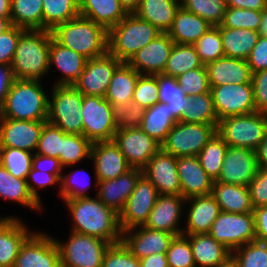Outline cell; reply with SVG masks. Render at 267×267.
Listing matches in <instances>:
<instances>
[{
	"instance_id": "1",
	"label": "cell",
	"mask_w": 267,
	"mask_h": 267,
	"mask_svg": "<svg viewBox=\"0 0 267 267\" xmlns=\"http://www.w3.org/2000/svg\"><path fill=\"white\" fill-rule=\"evenodd\" d=\"M64 203L74 220L71 232L94 236L110 244L121 241L119 214L97 197L67 199Z\"/></svg>"
},
{
	"instance_id": "2",
	"label": "cell",
	"mask_w": 267,
	"mask_h": 267,
	"mask_svg": "<svg viewBox=\"0 0 267 267\" xmlns=\"http://www.w3.org/2000/svg\"><path fill=\"white\" fill-rule=\"evenodd\" d=\"M51 32L59 44L87 59L108 53V30L81 15L58 24Z\"/></svg>"
},
{
	"instance_id": "3",
	"label": "cell",
	"mask_w": 267,
	"mask_h": 267,
	"mask_svg": "<svg viewBox=\"0 0 267 267\" xmlns=\"http://www.w3.org/2000/svg\"><path fill=\"white\" fill-rule=\"evenodd\" d=\"M52 36L50 30H25L20 35L11 64L15 79L41 80L51 69Z\"/></svg>"
},
{
	"instance_id": "4",
	"label": "cell",
	"mask_w": 267,
	"mask_h": 267,
	"mask_svg": "<svg viewBox=\"0 0 267 267\" xmlns=\"http://www.w3.org/2000/svg\"><path fill=\"white\" fill-rule=\"evenodd\" d=\"M39 82L40 80L15 79L0 109V117L47 121L49 98Z\"/></svg>"
},
{
	"instance_id": "5",
	"label": "cell",
	"mask_w": 267,
	"mask_h": 267,
	"mask_svg": "<svg viewBox=\"0 0 267 267\" xmlns=\"http://www.w3.org/2000/svg\"><path fill=\"white\" fill-rule=\"evenodd\" d=\"M161 32L151 23L128 13L108 31V52L121 62H128L141 48Z\"/></svg>"
},
{
	"instance_id": "6",
	"label": "cell",
	"mask_w": 267,
	"mask_h": 267,
	"mask_svg": "<svg viewBox=\"0 0 267 267\" xmlns=\"http://www.w3.org/2000/svg\"><path fill=\"white\" fill-rule=\"evenodd\" d=\"M51 91L47 121L66 134L83 135V94L74 85H55Z\"/></svg>"
},
{
	"instance_id": "7",
	"label": "cell",
	"mask_w": 267,
	"mask_h": 267,
	"mask_svg": "<svg viewBox=\"0 0 267 267\" xmlns=\"http://www.w3.org/2000/svg\"><path fill=\"white\" fill-rule=\"evenodd\" d=\"M267 133V114L258 111L223 118L217 134L231 147L256 150Z\"/></svg>"
},
{
	"instance_id": "8",
	"label": "cell",
	"mask_w": 267,
	"mask_h": 267,
	"mask_svg": "<svg viewBox=\"0 0 267 267\" xmlns=\"http://www.w3.org/2000/svg\"><path fill=\"white\" fill-rule=\"evenodd\" d=\"M218 124L176 122L161 149L175 157L197 156L217 133Z\"/></svg>"
},
{
	"instance_id": "9",
	"label": "cell",
	"mask_w": 267,
	"mask_h": 267,
	"mask_svg": "<svg viewBox=\"0 0 267 267\" xmlns=\"http://www.w3.org/2000/svg\"><path fill=\"white\" fill-rule=\"evenodd\" d=\"M70 234L66 243L55 240L61 267H101L110 243L94 236L75 232Z\"/></svg>"
},
{
	"instance_id": "10",
	"label": "cell",
	"mask_w": 267,
	"mask_h": 267,
	"mask_svg": "<svg viewBox=\"0 0 267 267\" xmlns=\"http://www.w3.org/2000/svg\"><path fill=\"white\" fill-rule=\"evenodd\" d=\"M209 234L231 252L251 241H256L254 213L221 211L213 222Z\"/></svg>"
},
{
	"instance_id": "11",
	"label": "cell",
	"mask_w": 267,
	"mask_h": 267,
	"mask_svg": "<svg viewBox=\"0 0 267 267\" xmlns=\"http://www.w3.org/2000/svg\"><path fill=\"white\" fill-rule=\"evenodd\" d=\"M81 118L83 135L92 143L113 140L117 128L112 105L104 97L83 95Z\"/></svg>"
},
{
	"instance_id": "12",
	"label": "cell",
	"mask_w": 267,
	"mask_h": 267,
	"mask_svg": "<svg viewBox=\"0 0 267 267\" xmlns=\"http://www.w3.org/2000/svg\"><path fill=\"white\" fill-rule=\"evenodd\" d=\"M218 121L237 115L256 112L252 83H227L210 87Z\"/></svg>"
},
{
	"instance_id": "13",
	"label": "cell",
	"mask_w": 267,
	"mask_h": 267,
	"mask_svg": "<svg viewBox=\"0 0 267 267\" xmlns=\"http://www.w3.org/2000/svg\"><path fill=\"white\" fill-rule=\"evenodd\" d=\"M158 195L155 186L142 174L137 180L135 188L127 199L123 210L119 213L121 231L144 226Z\"/></svg>"
},
{
	"instance_id": "14",
	"label": "cell",
	"mask_w": 267,
	"mask_h": 267,
	"mask_svg": "<svg viewBox=\"0 0 267 267\" xmlns=\"http://www.w3.org/2000/svg\"><path fill=\"white\" fill-rule=\"evenodd\" d=\"M113 141L132 168L143 169L161 149V144L139 127L117 129Z\"/></svg>"
},
{
	"instance_id": "15",
	"label": "cell",
	"mask_w": 267,
	"mask_h": 267,
	"mask_svg": "<svg viewBox=\"0 0 267 267\" xmlns=\"http://www.w3.org/2000/svg\"><path fill=\"white\" fill-rule=\"evenodd\" d=\"M122 62L109 52L88 59L79 79L73 84L83 95L104 97L116 68Z\"/></svg>"
},
{
	"instance_id": "16",
	"label": "cell",
	"mask_w": 267,
	"mask_h": 267,
	"mask_svg": "<svg viewBox=\"0 0 267 267\" xmlns=\"http://www.w3.org/2000/svg\"><path fill=\"white\" fill-rule=\"evenodd\" d=\"M13 267H61L55 239L33 232L21 246Z\"/></svg>"
},
{
	"instance_id": "17",
	"label": "cell",
	"mask_w": 267,
	"mask_h": 267,
	"mask_svg": "<svg viewBox=\"0 0 267 267\" xmlns=\"http://www.w3.org/2000/svg\"><path fill=\"white\" fill-rule=\"evenodd\" d=\"M258 170L256 151L228 146L217 182L247 187Z\"/></svg>"
},
{
	"instance_id": "18",
	"label": "cell",
	"mask_w": 267,
	"mask_h": 267,
	"mask_svg": "<svg viewBox=\"0 0 267 267\" xmlns=\"http://www.w3.org/2000/svg\"><path fill=\"white\" fill-rule=\"evenodd\" d=\"M142 170L159 195H181L177 157L160 149Z\"/></svg>"
},
{
	"instance_id": "19",
	"label": "cell",
	"mask_w": 267,
	"mask_h": 267,
	"mask_svg": "<svg viewBox=\"0 0 267 267\" xmlns=\"http://www.w3.org/2000/svg\"><path fill=\"white\" fill-rule=\"evenodd\" d=\"M175 236L166 231L138 226L122 231L121 241L137 259H142L151 254L166 253Z\"/></svg>"
},
{
	"instance_id": "20",
	"label": "cell",
	"mask_w": 267,
	"mask_h": 267,
	"mask_svg": "<svg viewBox=\"0 0 267 267\" xmlns=\"http://www.w3.org/2000/svg\"><path fill=\"white\" fill-rule=\"evenodd\" d=\"M173 45L169 34L161 33L136 52L127 63L141 75L162 74Z\"/></svg>"
},
{
	"instance_id": "21",
	"label": "cell",
	"mask_w": 267,
	"mask_h": 267,
	"mask_svg": "<svg viewBox=\"0 0 267 267\" xmlns=\"http://www.w3.org/2000/svg\"><path fill=\"white\" fill-rule=\"evenodd\" d=\"M45 122L0 117V147L34 151Z\"/></svg>"
},
{
	"instance_id": "22",
	"label": "cell",
	"mask_w": 267,
	"mask_h": 267,
	"mask_svg": "<svg viewBox=\"0 0 267 267\" xmlns=\"http://www.w3.org/2000/svg\"><path fill=\"white\" fill-rule=\"evenodd\" d=\"M89 159L95 165L96 185L98 181L117 178L132 169L113 140L92 143Z\"/></svg>"
},
{
	"instance_id": "23",
	"label": "cell",
	"mask_w": 267,
	"mask_h": 267,
	"mask_svg": "<svg viewBox=\"0 0 267 267\" xmlns=\"http://www.w3.org/2000/svg\"><path fill=\"white\" fill-rule=\"evenodd\" d=\"M177 172L185 199L212 194L214 180L202 168L197 156L177 157Z\"/></svg>"
},
{
	"instance_id": "24",
	"label": "cell",
	"mask_w": 267,
	"mask_h": 267,
	"mask_svg": "<svg viewBox=\"0 0 267 267\" xmlns=\"http://www.w3.org/2000/svg\"><path fill=\"white\" fill-rule=\"evenodd\" d=\"M186 199L182 195H158L145 227L182 235L183 229L178 227L182 206Z\"/></svg>"
},
{
	"instance_id": "25",
	"label": "cell",
	"mask_w": 267,
	"mask_h": 267,
	"mask_svg": "<svg viewBox=\"0 0 267 267\" xmlns=\"http://www.w3.org/2000/svg\"><path fill=\"white\" fill-rule=\"evenodd\" d=\"M143 174V170L132 168L127 173L114 179L98 181V195L104 205L112 208L118 214L123 210L125 203L133 192L136 182Z\"/></svg>"
},
{
	"instance_id": "26",
	"label": "cell",
	"mask_w": 267,
	"mask_h": 267,
	"mask_svg": "<svg viewBox=\"0 0 267 267\" xmlns=\"http://www.w3.org/2000/svg\"><path fill=\"white\" fill-rule=\"evenodd\" d=\"M209 86H221L227 83H251L252 72L247 60L222 57L205 64Z\"/></svg>"
},
{
	"instance_id": "27",
	"label": "cell",
	"mask_w": 267,
	"mask_h": 267,
	"mask_svg": "<svg viewBox=\"0 0 267 267\" xmlns=\"http://www.w3.org/2000/svg\"><path fill=\"white\" fill-rule=\"evenodd\" d=\"M189 202L191 206L188 211V224L182 234L186 236L209 233L213 222L221 212L215 197L212 194L193 196L186 199L185 203Z\"/></svg>"
},
{
	"instance_id": "28",
	"label": "cell",
	"mask_w": 267,
	"mask_h": 267,
	"mask_svg": "<svg viewBox=\"0 0 267 267\" xmlns=\"http://www.w3.org/2000/svg\"><path fill=\"white\" fill-rule=\"evenodd\" d=\"M32 234L18 218H0V266L13 267L21 246Z\"/></svg>"
},
{
	"instance_id": "29",
	"label": "cell",
	"mask_w": 267,
	"mask_h": 267,
	"mask_svg": "<svg viewBox=\"0 0 267 267\" xmlns=\"http://www.w3.org/2000/svg\"><path fill=\"white\" fill-rule=\"evenodd\" d=\"M186 236L190 240L196 267H219L231 260L232 252L209 233Z\"/></svg>"
},
{
	"instance_id": "30",
	"label": "cell",
	"mask_w": 267,
	"mask_h": 267,
	"mask_svg": "<svg viewBox=\"0 0 267 267\" xmlns=\"http://www.w3.org/2000/svg\"><path fill=\"white\" fill-rule=\"evenodd\" d=\"M87 58L59 44L51 37L49 49V66L55 64L63 74L55 85H73L85 69Z\"/></svg>"
},
{
	"instance_id": "31",
	"label": "cell",
	"mask_w": 267,
	"mask_h": 267,
	"mask_svg": "<svg viewBox=\"0 0 267 267\" xmlns=\"http://www.w3.org/2000/svg\"><path fill=\"white\" fill-rule=\"evenodd\" d=\"M211 27L205 19L180 6L167 33L175 44L194 45Z\"/></svg>"
},
{
	"instance_id": "32",
	"label": "cell",
	"mask_w": 267,
	"mask_h": 267,
	"mask_svg": "<svg viewBox=\"0 0 267 267\" xmlns=\"http://www.w3.org/2000/svg\"><path fill=\"white\" fill-rule=\"evenodd\" d=\"M180 6L179 0H141L133 13L154 25L161 33H167Z\"/></svg>"
},
{
	"instance_id": "33",
	"label": "cell",
	"mask_w": 267,
	"mask_h": 267,
	"mask_svg": "<svg viewBox=\"0 0 267 267\" xmlns=\"http://www.w3.org/2000/svg\"><path fill=\"white\" fill-rule=\"evenodd\" d=\"M79 13L108 31L128 14L118 0H79Z\"/></svg>"
},
{
	"instance_id": "34",
	"label": "cell",
	"mask_w": 267,
	"mask_h": 267,
	"mask_svg": "<svg viewBox=\"0 0 267 267\" xmlns=\"http://www.w3.org/2000/svg\"><path fill=\"white\" fill-rule=\"evenodd\" d=\"M212 195L223 212L248 213L254 210L248 187L214 181Z\"/></svg>"
},
{
	"instance_id": "35",
	"label": "cell",
	"mask_w": 267,
	"mask_h": 267,
	"mask_svg": "<svg viewBox=\"0 0 267 267\" xmlns=\"http://www.w3.org/2000/svg\"><path fill=\"white\" fill-rule=\"evenodd\" d=\"M140 75L128 63L122 62L114 71L104 98L111 105L131 102Z\"/></svg>"
},
{
	"instance_id": "36",
	"label": "cell",
	"mask_w": 267,
	"mask_h": 267,
	"mask_svg": "<svg viewBox=\"0 0 267 267\" xmlns=\"http://www.w3.org/2000/svg\"><path fill=\"white\" fill-rule=\"evenodd\" d=\"M225 57L247 60L258 41L259 33L250 29L218 26Z\"/></svg>"
},
{
	"instance_id": "37",
	"label": "cell",
	"mask_w": 267,
	"mask_h": 267,
	"mask_svg": "<svg viewBox=\"0 0 267 267\" xmlns=\"http://www.w3.org/2000/svg\"><path fill=\"white\" fill-rule=\"evenodd\" d=\"M176 122L168 104L158 102L145 110L139 128L162 144Z\"/></svg>"
},
{
	"instance_id": "38",
	"label": "cell",
	"mask_w": 267,
	"mask_h": 267,
	"mask_svg": "<svg viewBox=\"0 0 267 267\" xmlns=\"http://www.w3.org/2000/svg\"><path fill=\"white\" fill-rule=\"evenodd\" d=\"M11 24L25 30H43V0H11Z\"/></svg>"
},
{
	"instance_id": "39",
	"label": "cell",
	"mask_w": 267,
	"mask_h": 267,
	"mask_svg": "<svg viewBox=\"0 0 267 267\" xmlns=\"http://www.w3.org/2000/svg\"><path fill=\"white\" fill-rule=\"evenodd\" d=\"M179 122L218 124L211 92L189 97Z\"/></svg>"
},
{
	"instance_id": "40",
	"label": "cell",
	"mask_w": 267,
	"mask_h": 267,
	"mask_svg": "<svg viewBox=\"0 0 267 267\" xmlns=\"http://www.w3.org/2000/svg\"><path fill=\"white\" fill-rule=\"evenodd\" d=\"M158 83V102L168 104L174 119L178 122L184 113L189 96H186L179 86L177 79L164 74L154 75Z\"/></svg>"
},
{
	"instance_id": "41",
	"label": "cell",
	"mask_w": 267,
	"mask_h": 267,
	"mask_svg": "<svg viewBox=\"0 0 267 267\" xmlns=\"http://www.w3.org/2000/svg\"><path fill=\"white\" fill-rule=\"evenodd\" d=\"M203 65L193 45L174 43L162 74L177 78Z\"/></svg>"
},
{
	"instance_id": "42",
	"label": "cell",
	"mask_w": 267,
	"mask_h": 267,
	"mask_svg": "<svg viewBox=\"0 0 267 267\" xmlns=\"http://www.w3.org/2000/svg\"><path fill=\"white\" fill-rule=\"evenodd\" d=\"M79 0H43V30L79 16Z\"/></svg>"
},
{
	"instance_id": "43",
	"label": "cell",
	"mask_w": 267,
	"mask_h": 267,
	"mask_svg": "<svg viewBox=\"0 0 267 267\" xmlns=\"http://www.w3.org/2000/svg\"><path fill=\"white\" fill-rule=\"evenodd\" d=\"M91 146L92 142L84 135L66 134L61 130L59 160L63 168L90 158Z\"/></svg>"
},
{
	"instance_id": "44",
	"label": "cell",
	"mask_w": 267,
	"mask_h": 267,
	"mask_svg": "<svg viewBox=\"0 0 267 267\" xmlns=\"http://www.w3.org/2000/svg\"><path fill=\"white\" fill-rule=\"evenodd\" d=\"M227 148V143L216 133L197 155L202 168L214 181L221 172Z\"/></svg>"
},
{
	"instance_id": "45",
	"label": "cell",
	"mask_w": 267,
	"mask_h": 267,
	"mask_svg": "<svg viewBox=\"0 0 267 267\" xmlns=\"http://www.w3.org/2000/svg\"><path fill=\"white\" fill-rule=\"evenodd\" d=\"M33 154L27 150L0 147V164L19 179H27L32 168Z\"/></svg>"
},
{
	"instance_id": "46",
	"label": "cell",
	"mask_w": 267,
	"mask_h": 267,
	"mask_svg": "<svg viewBox=\"0 0 267 267\" xmlns=\"http://www.w3.org/2000/svg\"><path fill=\"white\" fill-rule=\"evenodd\" d=\"M181 6L191 13L205 19L211 26L223 22L226 3L218 0H180Z\"/></svg>"
},
{
	"instance_id": "47",
	"label": "cell",
	"mask_w": 267,
	"mask_h": 267,
	"mask_svg": "<svg viewBox=\"0 0 267 267\" xmlns=\"http://www.w3.org/2000/svg\"><path fill=\"white\" fill-rule=\"evenodd\" d=\"M231 260L237 267H267V243L251 241L232 251Z\"/></svg>"
},
{
	"instance_id": "48",
	"label": "cell",
	"mask_w": 267,
	"mask_h": 267,
	"mask_svg": "<svg viewBox=\"0 0 267 267\" xmlns=\"http://www.w3.org/2000/svg\"><path fill=\"white\" fill-rule=\"evenodd\" d=\"M193 46L204 65L225 56L218 26H212Z\"/></svg>"
},
{
	"instance_id": "49",
	"label": "cell",
	"mask_w": 267,
	"mask_h": 267,
	"mask_svg": "<svg viewBox=\"0 0 267 267\" xmlns=\"http://www.w3.org/2000/svg\"><path fill=\"white\" fill-rule=\"evenodd\" d=\"M262 21V12L240 8H226L221 25L233 29L257 31Z\"/></svg>"
},
{
	"instance_id": "50",
	"label": "cell",
	"mask_w": 267,
	"mask_h": 267,
	"mask_svg": "<svg viewBox=\"0 0 267 267\" xmlns=\"http://www.w3.org/2000/svg\"><path fill=\"white\" fill-rule=\"evenodd\" d=\"M4 198L15 201L28 209L30 208L35 211L42 209L41 205H39L31 196L27 187V180L14 177L7 169Z\"/></svg>"
},
{
	"instance_id": "51",
	"label": "cell",
	"mask_w": 267,
	"mask_h": 267,
	"mask_svg": "<svg viewBox=\"0 0 267 267\" xmlns=\"http://www.w3.org/2000/svg\"><path fill=\"white\" fill-rule=\"evenodd\" d=\"M166 258L169 267H196L190 240L183 234L174 237L166 252Z\"/></svg>"
},
{
	"instance_id": "52",
	"label": "cell",
	"mask_w": 267,
	"mask_h": 267,
	"mask_svg": "<svg viewBox=\"0 0 267 267\" xmlns=\"http://www.w3.org/2000/svg\"><path fill=\"white\" fill-rule=\"evenodd\" d=\"M145 108L131 101L122 105H112L113 121L117 129L140 127Z\"/></svg>"
},
{
	"instance_id": "53",
	"label": "cell",
	"mask_w": 267,
	"mask_h": 267,
	"mask_svg": "<svg viewBox=\"0 0 267 267\" xmlns=\"http://www.w3.org/2000/svg\"><path fill=\"white\" fill-rule=\"evenodd\" d=\"M177 82L186 96L207 93L210 91L205 65L189 70L178 76Z\"/></svg>"
},
{
	"instance_id": "54",
	"label": "cell",
	"mask_w": 267,
	"mask_h": 267,
	"mask_svg": "<svg viewBox=\"0 0 267 267\" xmlns=\"http://www.w3.org/2000/svg\"><path fill=\"white\" fill-rule=\"evenodd\" d=\"M158 94L157 78L152 75H140L133 92L132 101L147 109L158 103Z\"/></svg>"
},
{
	"instance_id": "55",
	"label": "cell",
	"mask_w": 267,
	"mask_h": 267,
	"mask_svg": "<svg viewBox=\"0 0 267 267\" xmlns=\"http://www.w3.org/2000/svg\"><path fill=\"white\" fill-rule=\"evenodd\" d=\"M36 150L37 152L34 153L59 159V152H61V129L46 121Z\"/></svg>"
},
{
	"instance_id": "56",
	"label": "cell",
	"mask_w": 267,
	"mask_h": 267,
	"mask_svg": "<svg viewBox=\"0 0 267 267\" xmlns=\"http://www.w3.org/2000/svg\"><path fill=\"white\" fill-rule=\"evenodd\" d=\"M101 267H140L137 259L122 241L110 244L106 250Z\"/></svg>"
},
{
	"instance_id": "57",
	"label": "cell",
	"mask_w": 267,
	"mask_h": 267,
	"mask_svg": "<svg viewBox=\"0 0 267 267\" xmlns=\"http://www.w3.org/2000/svg\"><path fill=\"white\" fill-rule=\"evenodd\" d=\"M25 29L12 25L0 34V64L11 65L20 35Z\"/></svg>"
},
{
	"instance_id": "58",
	"label": "cell",
	"mask_w": 267,
	"mask_h": 267,
	"mask_svg": "<svg viewBox=\"0 0 267 267\" xmlns=\"http://www.w3.org/2000/svg\"><path fill=\"white\" fill-rule=\"evenodd\" d=\"M247 187L253 208L267 206V169L258 168Z\"/></svg>"
},
{
	"instance_id": "59",
	"label": "cell",
	"mask_w": 267,
	"mask_h": 267,
	"mask_svg": "<svg viewBox=\"0 0 267 267\" xmlns=\"http://www.w3.org/2000/svg\"><path fill=\"white\" fill-rule=\"evenodd\" d=\"M62 175H54L52 173H48L47 171H39L36 169L31 168V171L28 173L27 176V187L31 194V196L34 198V200L41 205L40 202V196L37 192V188L42 189L44 187L54 185L55 183H60ZM33 181L34 184H36L37 187L33 186L29 181Z\"/></svg>"
},
{
	"instance_id": "60",
	"label": "cell",
	"mask_w": 267,
	"mask_h": 267,
	"mask_svg": "<svg viewBox=\"0 0 267 267\" xmlns=\"http://www.w3.org/2000/svg\"><path fill=\"white\" fill-rule=\"evenodd\" d=\"M251 83L256 111L267 114V69L253 73Z\"/></svg>"
},
{
	"instance_id": "61",
	"label": "cell",
	"mask_w": 267,
	"mask_h": 267,
	"mask_svg": "<svg viewBox=\"0 0 267 267\" xmlns=\"http://www.w3.org/2000/svg\"><path fill=\"white\" fill-rule=\"evenodd\" d=\"M74 174H75V172H71L70 174H68L64 177L62 176L60 179V184H61L60 187L61 188H60L59 193H60L63 200L74 199V198H79V197H88V195L85 193V191L88 190L90 183L88 184V182H87L88 185L85 186L86 182L82 181V180H84L83 179L84 177L79 180V178L77 179V177H78L77 175H76L77 176L76 178L74 177L75 176ZM85 175H87V174H85ZM87 176H89V174ZM83 183H85L84 186H83ZM79 186H83L84 189L80 188ZM85 187H86V189H85Z\"/></svg>"
},
{
	"instance_id": "62",
	"label": "cell",
	"mask_w": 267,
	"mask_h": 267,
	"mask_svg": "<svg viewBox=\"0 0 267 267\" xmlns=\"http://www.w3.org/2000/svg\"><path fill=\"white\" fill-rule=\"evenodd\" d=\"M247 63L252 74L267 69V37L259 36L257 43L251 50Z\"/></svg>"
},
{
	"instance_id": "63",
	"label": "cell",
	"mask_w": 267,
	"mask_h": 267,
	"mask_svg": "<svg viewBox=\"0 0 267 267\" xmlns=\"http://www.w3.org/2000/svg\"><path fill=\"white\" fill-rule=\"evenodd\" d=\"M32 168L39 171H47L54 175H62L61 171L63 166L60 160L56 157L45 156L37 153H33Z\"/></svg>"
},
{
	"instance_id": "64",
	"label": "cell",
	"mask_w": 267,
	"mask_h": 267,
	"mask_svg": "<svg viewBox=\"0 0 267 267\" xmlns=\"http://www.w3.org/2000/svg\"><path fill=\"white\" fill-rule=\"evenodd\" d=\"M256 240L267 243V206L253 210Z\"/></svg>"
},
{
	"instance_id": "65",
	"label": "cell",
	"mask_w": 267,
	"mask_h": 267,
	"mask_svg": "<svg viewBox=\"0 0 267 267\" xmlns=\"http://www.w3.org/2000/svg\"><path fill=\"white\" fill-rule=\"evenodd\" d=\"M15 80L11 65L0 64V109Z\"/></svg>"
},
{
	"instance_id": "66",
	"label": "cell",
	"mask_w": 267,
	"mask_h": 267,
	"mask_svg": "<svg viewBox=\"0 0 267 267\" xmlns=\"http://www.w3.org/2000/svg\"><path fill=\"white\" fill-rule=\"evenodd\" d=\"M267 7V0H226V8L249 9L262 12Z\"/></svg>"
},
{
	"instance_id": "67",
	"label": "cell",
	"mask_w": 267,
	"mask_h": 267,
	"mask_svg": "<svg viewBox=\"0 0 267 267\" xmlns=\"http://www.w3.org/2000/svg\"><path fill=\"white\" fill-rule=\"evenodd\" d=\"M140 267H169L166 253H156L139 259Z\"/></svg>"
},
{
	"instance_id": "68",
	"label": "cell",
	"mask_w": 267,
	"mask_h": 267,
	"mask_svg": "<svg viewBox=\"0 0 267 267\" xmlns=\"http://www.w3.org/2000/svg\"><path fill=\"white\" fill-rule=\"evenodd\" d=\"M255 151L258 168L267 169V133Z\"/></svg>"
},
{
	"instance_id": "69",
	"label": "cell",
	"mask_w": 267,
	"mask_h": 267,
	"mask_svg": "<svg viewBox=\"0 0 267 267\" xmlns=\"http://www.w3.org/2000/svg\"><path fill=\"white\" fill-rule=\"evenodd\" d=\"M0 18H11V0H0Z\"/></svg>"
},
{
	"instance_id": "70",
	"label": "cell",
	"mask_w": 267,
	"mask_h": 267,
	"mask_svg": "<svg viewBox=\"0 0 267 267\" xmlns=\"http://www.w3.org/2000/svg\"><path fill=\"white\" fill-rule=\"evenodd\" d=\"M128 13H133L141 0H118Z\"/></svg>"
},
{
	"instance_id": "71",
	"label": "cell",
	"mask_w": 267,
	"mask_h": 267,
	"mask_svg": "<svg viewBox=\"0 0 267 267\" xmlns=\"http://www.w3.org/2000/svg\"><path fill=\"white\" fill-rule=\"evenodd\" d=\"M260 36L267 37V7L262 11V21L257 30Z\"/></svg>"
},
{
	"instance_id": "72",
	"label": "cell",
	"mask_w": 267,
	"mask_h": 267,
	"mask_svg": "<svg viewBox=\"0 0 267 267\" xmlns=\"http://www.w3.org/2000/svg\"><path fill=\"white\" fill-rule=\"evenodd\" d=\"M6 185V168L0 164V197L4 198Z\"/></svg>"
},
{
	"instance_id": "73",
	"label": "cell",
	"mask_w": 267,
	"mask_h": 267,
	"mask_svg": "<svg viewBox=\"0 0 267 267\" xmlns=\"http://www.w3.org/2000/svg\"><path fill=\"white\" fill-rule=\"evenodd\" d=\"M11 26V18H0V34L4 33Z\"/></svg>"
},
{
	"instance_id": "74",
	"label": "cell",
	"mask_w": 267,
	"mask_h": 267,
	"mask_svg": "<svg viewBox=\"0 0 267 267\" xmlns=\"http://www.w3.org/2000/svg\"><path fill=\"white\" fill-rule=\"evenodd\" d=\"M219 267H237V266H236V264L232 260H230L225 265H222V266H219Z\"/></svg>"
}]
</instances>
